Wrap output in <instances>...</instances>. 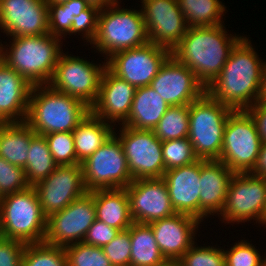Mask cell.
Wrapping results in <instances>:
<instances>
[{"instance_id":"6da1fadb","label":"cell","mask_w":266,"mask_h":266,"mask_svg":"<svg viewBox=\"0 0 266 266\" xmlns=\"http://www.w3.org/2000/svg\"><path fill=\"white\" fill-rule=\"evenodd\" d=\"M243 37L232 49L220 74L206 87V93L233 110H247L260 95L265 62L250 40Z\"/></svg>"},{"instance_id":"7a4b0ae2","label":"cell","mask_w":266,"mask_h":266,"mask_svg":"<svg viewBox=\"0 0 266 266\" xmlns=\"http://www.w3.org/2000/svg\"><path fill=\"white\" fill-rule=\"evenodd\" d=\"M223 27H188L171 50V55L193 71L205 87L220 74L232 49L243 38L230 36Z\"/></svg>"},{"instance_id":"3957f363","label":"cell","mask_w":266,"mask_h":266,"mask_svg":"<svg viewBox=\"0 0 266 266\" xmlns=\"http://www.w3.org/2000/svg\"><path fill=\"white\" fill-rule=\"evenodd\" d=\"M90 111L81 100L48 84L36 85L30 93L25 122L38 135L72 132Z\"/></svg>"},{"instance_id":"277c9868","label":"cell","mask_w":266,"mask_h":266,"mask_svg":"<svg viewBox=\"0 0 266 266\" xmlns=\"http://www.w3.org/2000/svg\"><path fill=\"white\" fill-rule=\"evenodd\" d=\"M12 38L6 51L1 43V59L33 86L47 85L62 54L61 39L50 33Z\"/></svg>"},{"instance_id":"5b68a950","label":"cell","mask_w":266,"mask_h":266,"mask_svg":"<svg viewBox=\"0 0 266 266\" xmlns=\"http://www.w3.org/2000/svg\"><path fill=\"white\" fill-rule=\"evenodd\" d=\"M47 217L33 186L0 198V236L25 244L43 242Z\"/></svg>"},{"instance_id":"8992f818","label":"cell","mask_w":266,"mask_h":266,"mask_svg":"<svg viewBox=\"0 0 266 266\" xmlns=\"http://www.w3.org/2000/svg\"><path fill=\"white\" fill-rule=\"evenodd\" d=\"M117 3L100 9L97 34L92 41L107 57L149 42L142 10L120 9Z\"/></svg>"},{"instance_id":"52a82bcc","label":"cell","mask_w":266,"mask_h":266,"mask_svg":"<svg viewBox=\"0 0 266 266\" xmlns=\"http://www.w3.org/2000/svg\"><path fill=\"white\" fill-rule=\"evenodd\" d=\"M232 111L206 92L189 105L188 138L198 159H220L224 128Z\"/></svg>"},{"instance_id":"ba28073f","label":"cell","mask_w":266,"mask_h":266,"mask_svg":"<svg viewBox=\"0 0 266 266\" xmlns=\"http://www.w3.org/2000/svg\"><path fill=\"white\" fill-rule=\"evenodd\" d=\"M262 140L247 110H233L226 122L220 161L234 173H249L256 165Z\"/></svg>"},{"instance_id":"9c48e42d","label":"cell","mask_w":266,"mask_h":266,"mask_svg":"<svg viewBox=\"0 0 266 266\" xmlns=\"http://www.w3.org/2000/svg\"><path fill=\"white\" fill-rule=\"evenodd\" d=\"M114 132L89 158L81 163L88 192L126 188L133 181L122 144Z\"/></svg>"},{"instance_id":"30bf717a","label":"cell","mask_w":266,"mask_h":266,"mask_svg":"<svg viewBox=\"0 0 266 266\" xmlns=\"http://www.w3.org/2000/svg\"><path fill=\"white\" fill-rule=\"evenodd\" d=\"M227 223L249 219L266 225V178L249 173H234L220 214Z\"/></svg>"},{"instance_id":"8fae6325","label":"cell","mask_w":266,"mask_h":266,"mask_svg":"<svg viewBox=\"0 0 266 266\" xmlns=\"http://www.w3.org/2000/svg\"><path fill=\"white\" fill-rule=\"evenodd\" d=\"M105 68V62L98 66L83 58L68 56L62 52L48 85L58 92L81 100L91 108L97 101Z\"/></svg>"},{"instance_id":"7c38bea8","label":"cell","mask_w":266,"mask_h":266,"mask_svg":"<svg viewBox=\"0 0 266 266\" xmlns=\"http://www.w3.org/2000/svg\"><path fill=\"white\" fill-rule=\"evenodd\" d=\"M119 134L133 180L162 178L165 166L162 141L151 130L123 125Z\"/></svg>"},{"instance_id":"4fadbf2b","label":"cell","mask_w":266,"mask_h":266,"mask_svg":"<svg viewBox=\"0 0 266 266\" xmlns=\"http://www.w3.org/2000/svg\"><path fill=\"white\" fill-rule=\"evenodd\" d=\"M95 220L94 191H91L47 217L44 242L62 247L83 242Z\"/></svg>"},{"instance_id":"5bb4252c","label":"cell","mask_w":266,"mask_h":266,"mask_svg":"<svg viewBox=\"0 0 266 266\" xmlns=\"http://www.w3.org/2000/svg\"><path fill=\"white\" fill-rule=\"evenodd\" d=\"M170 55L171 51L168 48L148 42L143 46L106 57V67L136 88L145 87L150 85Z\"/></svg>"},{"instance_id":"9a60e30c","label":"cell","mask_w":266,"mask_h":266,"mask_svg":"<svg viewBox=\"0 0 266 266\" xmlns=\"http://www.w3.org/2000/svg\"><path fill=\"white\" fill-rule=\"evenodd\" d=\"M33 187L46 217L63 210L88 192L81 164L57 166L47 178Z\"/></svg>"},{"instance_id":"2e32d148","label":"cell","mask_w":266,"mask_h":266,"mask_svg":"<svg viewBox=\"0 0 266 266\" xmlns=\"http://www.w3.org/2000/svg\"><path fill=\"white\" fill-rule=\"evenodd\" d=\"M142 4L149 42L171 51L189 27L177 0H142Z\"/></svg>"},{"instance_id":"e0dca14e","label":"cell","mask_w":266,"mask_h":266,"mask_svg":"<svg viewBox=\"0 0 266 266\" xmlns=\"http://www.w3.org/2000/svg\"><path fill=\"white\" fill-rule=\"evenodd\" d=\"M149 86L169 106L190 105L206 92L195 73L172 55L162 64Z\"/></svg>"},{"instance_id":"ac0fdd59","label":"cell","mask_w":266,"mask_h":266,"mask_svg":"<svg viewBox=\"0 0 266 266\" xmlns=\"http://www.w3.org/2000/svg\"><path fill=\"white\" fill-rule=\"evenodd\" d=\"M126 191L130 214L136 223L149 224L176 213L163 178L133 180Z\"/></svg>"},{"instance_id":"d6986e66","label":"cell","mask_w":266,"mask_h":266,"mask_svg":"<svg viewBox=\"0 0 266 266\" xmlns=\"http://www.w3.org/2000/svg\"><path fill=\"white\" fill-rule=\"evenodd\" d=\"M0 28L11 37L49 33L46 0H0Z\"/></svg>"},{"instance_id":"ffe728a7","label":"cell","mask_w":266,"mask_h":266,"mask_svg":"<svg viewBox=\"0 0 266 266\" xmlns=\"http://www.w3.org/2000/svg\"><path fill=\"white\" fill-rule=\"evenodd\" d=\"M200 221L190 215L175 213L149 223L159 250L166 260L178 261L195 243L194 237Z\"/></svg>"},{"instance_id":"44dd1931","label":"cell","mask_w":266,"mask_h":266,"mask_svg":"<svg viewBox=\"0 0 266 266\" xmlns=\"http://www.w3.org/2000/svg\"><path fill=\"white\" fill-rule=\"evenodd\" d=\"M136 87L119 78L107 67L104 69L96 103L91 112L105 122H122L128 119Z\"/></svg>"},{"instance_id":"7402d4cb","label":"cell","mask_w":266,"mask_h":266,"mask_svg":"<svg viewBox=\"0 0 266 266\" xmlns=\"http://www.w3.org/2000/svg\"><path fill=\"white\" fill-rule=\"evenodd\" d=\"M162 178L175 212L199 220L200 159L192 164L167 170Z\"/></svg>"},{"instance_id":"603a6c76","label":"cell","mask_w":266,"mask_h":266,"mask_svg":"<svg viewBox=\"0 0 266 266\" xmlns=\"http://www.w3.org/2000/svg\"><path fill=\"white\" fill-rule=\"evenodd\" d=\"M234 172L220 160L200 159L199 221L208 214H221Z\"/></svg>"},{"instance_id":"cb8c5ba5","label":"cell","mask_w":266,"mask_h":266,"mask_svg":"<svg viewBox=\"0 0 266 266\" xmlns=\"http://www.w3.org/2000/svg\"><path fill=\"white\" fill-rule=\"evenodd\" d=\"M33 85L0 59V123L24 122Z\"/></svg>"},{"instance_id":"d4e9b609","label":"cell","mask_w":266,"mask_h":266,"mask_svg":"<svg viewBox=\"0 0 266 266\" xmlns=\"http://www.w3.org/2000/svg\"><path fill=\"white\" fill-rule=\"evenodd\" d=\"M96 219L108 226L127 230L133 223L126 188L94 190Z\"/></svg>"},{"instance_id":"484cf974","label":"cell","mask_w":266,"mask_h":266,"mask_svg":"<svg viewBox=\"0 0 266 266\" xmlns=\"http://www.w3.org/2000/svg\"><path fill=\"white\" fill-rule=\"evenodd\" d=\"M169 107L162 97L149 85L138 87L128 119L121 125L153 131Z\"/></svg>"},{"instance_id":"4316f807","label":"cell","mask_w":266,"mask_h":266,"mask_svg":"<svg viewBox=\"0 0 266 266\" xmlns=\"http://www.w3.org/2000/svg\"><path fill=\"white\" fill-rule=\"evenodd\" d=\"M35 135L25 121L0 123V157L25 168L31 139Z\"/></svg>"},{"instance_id":"83f0119b","label":"cell","mask_w":266,"mask_h":266,"mask_svg":"<svg viewBox=\"0 0 266 266\" xmlns=\"http://www.w3.org/2000/svg\"><path fill=\"white\" fill-rule=\"evenodd\" d=\"M96 117L91 111L72 131L77 161L81 164L96 152L114 133L113 125Z\"/></svg>"},{"instance_id":"f1b7e54d","label":"cell","mask_w":266,"mask_h":266,"mask_svg":"<svg viewBox=\"0 0 266 266\" xmlns=\"http://www.w3.org/2000/svg\"><path fill=\"white\" fill-rule=\"evenodd\" d=\"M130 240V266H155L166 260L148 224L134 222L130 226Z\"/></svg>"},{"instance_id":"f546056e","label":"cell","mask_w":266,"mask_h":266,"mask_svg":"<svg viewBox=\"0 0 266 266\" xmlns=\"http://www.w3.org/2000/svg\"><path fill=\"white\" fill-rule=\"evenodd\" d=\"M43 135L36 134L30 143L26 166L24 168L27 183L34 186L47 178L57 167Z\"/></svg>"},{"instance_id":"4dcf8cb0","label":"cell","mask_w":266,"mask_h":266,"mask_svg":"<svg viewBox=\"0 0 266 266\" xmlns=\"http://www.w3.org/2000/svg\"><path fill=\"white\" fill-rule=\"evenodd\" d=\"M189 27H211L222 24L226 7L220 0H177Z\"/></svg>"},{"instance_id":"1f68e13d","label":"cell","mask_w":266,"mask_h":266,"mask_svg":"<svg viewBox=\"0 0 266 266\" xmlns=\"http://www.w3.org/2000/svg\"><path fill=\"white\" fill-rule=\"evenodd\" d=\"M153 132L162 142L188 137L189 105L170 106Z\"/></svg>"},{"instance_id":"d6a6232c","label":"cell","mask_w":266,"mask_h":266,"mask_svg":"<svg viewBox=\"0 0 266 266\" xmlns=\"http://www.w3.org/2000/svg\"><path fill=\"white\" fill-rule=\"evenodd\" d=\"M21 266H68L64 247L46 242L26 244Z\"/></svg>"},{"instance_id":"836d02e7","label":"cell","mask_w":266,"mask_h":266,"mask_svg":"<svg viewBox=\"0 0 266 266\" xmlns=\"http://www.w3.org/2000/svg\"><path fill=\"white\" fill-rule=\"evenodd\" d=\"M165 171L199 160L188 137L162 142Z\"/></svg>"},{"instance_id":"e575fe53","label":"cell","mask_w":266,"mask_h":266,"mask_svg":"<svg viewBox=\"0 0 266 266\" xmlns=\"http://www.w3.org/2000/svg\"><path fill=\"white\" fill-rule=\"evenodd\" d=\"M68 266H112L101 247L83 242L64 247Z\"/></svg>"},{"instance_id":"d590c367","label":"cell","mask_w":266,"mask_h":266,"mask_svg":"<svg viewBox=\"0 0 266 266\" xmlns=\"http://www.w3.org/2000/svg\"><path fill=\"white\" fill-rule=\"evenodd\" d=\"M44 136L58 166L80 164L77 161L72 132H55Z\"/></svg>"},{"instance_id":"8d00e7d4","label":"cell","mask_w":266,"mask_h":266,"mask_svg":"<svg viewBox=\"0 0 266 266\" xmlns=\"http://www.w3.org/2000/svg\"><path fill=\"white\" fill-rule=\"evenodd\" d=\"M194 245L180 257L178 260L180 266H226L223 249Z\"/></svg>"},{"instance_id":"74e56055","label":"cell","mask_w":266,"mask_h":266,"mask_svg":"<svg viewBox=\"0 0 266 266\" xmlns=\"http://www.w3.org/2000/svg\"><path fill=\"white\" fill-rule=\"evenodd\" d=\"M29 186L24 168L10 164L0 157V198L22 191Z\"/></svg>"},{"instance_id":"f35d334b","label":"cell","mask_w":266,"mask_h":266,"mask_svg":"<svg viewBox=\"0 0 266 266\" xmlns=\"http://www.w3.org/2000/svg\"><path fill=\"white\" fill-rule=\"evenodd\" d=\"M252 244L241 240L234 244L230 250H224L226 266H265V257L261 259Z\"/></svg>"},{"instance_id":"ab89813d","label":"cell","mask_w":266,"mask_h":266,"mask_svg":"<svg viewBox=\"0 0 266 266\" xmlns=\"http://www.w3.org/2000/svg\"><path fill=\"white\" fill-rule=\"evenodd\" d=\"M102 250L112 266H130V227L120 231L111 242L102 247Z\"/></svg>"},{"instance_id":"60d3db41","label":"cell","mask_w":266,"mask_h":266,"mask_svg":"<svg viewBox=\"0 0 266 266\" xmlns=\"http://www.w3.org/2000/svg\"><path fill=\"white\" fill-rule=\"evenodd\" d=\"M73 18L64 3L48 4V28L52 36L65 37L71 31Z\"/></svg>"},{"instance_id":"b9f144b4","label":"cell","mask_w":266,"mask_h":266,"mask_svg":"<svg viewBox=\"0 0 266 266\" xmlns=\"http://www.w3.org/2000/svg\"><path fill=\"white\" fill-rule=\"evenodd\" d=\"M100 9L96 6L90 5L87 9L83 10L79 16H74L71 31L69 34L82 32L83 37L87 42L92 43L97 34L98 14Z\"/></svg>"},{"instance_id":"7bdbcfd3","label":"cell","mask_w":266,"mask_h":266,"mask_svg":"<svg viewBox=\"0 0 266 266\" xmlns=\"http://www.w3.org/2000/svg\"><path fill=\"white\" fill-rule=\"evenodd\" d=\"M119 232V229L108 226L106 223L96 219L88 229L83 243L102 248L111 242Z\"/></svg>"},{"instance_id":"ee69618b","label":"cell","mask_w":266,"mask_h":266,"mask_svg":"<svg viewBox=\"0 0 266 266\" xmlns=\"http://www.w3.org/2000/svg\"><path fill=\"white\" fill-rule=\"evenodd\" d=\"M25 245L0 236V266H21Z\"/></svg>"},{"instance_id":"f6af8a7d","label":"cell","mask_w":266,"mask_h":266,"mask_svg":"<svg viewBox=\"0 0 266 266\" xmlns=\"http://www.w3.org/2000/svg\"><path fill=\"white\" fill-rule=\"evenodd\" d=\"M247 111L254 119L262 143H266V103L258 101Z\"/></svg>"},{"instance_id":"bcb514c9","label":"cell","mask_w":266,"mask_h":266,"mask_svg":"<svg viewBox=\"0 0 266 266\" xmlns=\"http://www.w3.org/2000/svg\"><path fill=\"white\" fill-rule=\"evenodd\" d=\"M250 173L266 178V143H262L256 165Z\"/></svg>"},{"instance_id":"7dc6e473","label":"cell","mask_w":266,"mask_h":266,"mask_svg":"<svg viewBox=\"0 0 266 266\" xmlns=\"http://www.w3.org/2000/svg\"><path fill=\"white\" fill-rule=\"evenodd\" d=\"M64 4L69 8L71 16H79L83 10L90 6L85 0H70Z\"/></svg>"},{"instance_id":"c3c4849f","label":"cell","mask_w":266,"mask_h":266,"mask_svg":"<svg viewBox=\"0 0 266 266\" xmlns=\"http://www.w3.org/2000/svg\"><path fill=\"white\" fill-rule=\"evenodd\" d=\"M258 101L266 103V62L263 67L261 86H260V95Z\"/></svg>"},{"instance_id":"681fc988","label":"cell","mask_w":266,"mask_h":266,"mask_svg":"<svg viewBox=\"0 0 266 266\" xmlns=\"http://www.w3.org/2000/svg\"><path fill=\"white\" fill-rule=\"evenodd\" d=\"M89 5L96 6L99 9H104L116 2L117 0H85Z\"/></svg>"},{"instance_id":"f907efd6","label":"cell","mask_w":266,"mask_h":266,"mask_svg":"<svg viewBox=\"0 0 266 266\" xmlns=\"http://www.w3.org/2000/svg\"><path fill=\"white\" fill-rule=\"evenodd\" d=\"M155 266H180V264L176 260H165L163 263Z\"/></svg>"},{"instance_id":"816d5d0a","label":"cell","mask_w":266,"mask_h":266,"mask_svg":"<svg viewBox=\"0 0 266 266\" xmlns=\"http://www.w3.org/2000/svg\"><path fill=\"white\" fill-rule=\"evenodd\" d=\"M67 1H70V0H46V2L48 4H51V3H64V2H67Z\"/></svg>"}]
</instances>
